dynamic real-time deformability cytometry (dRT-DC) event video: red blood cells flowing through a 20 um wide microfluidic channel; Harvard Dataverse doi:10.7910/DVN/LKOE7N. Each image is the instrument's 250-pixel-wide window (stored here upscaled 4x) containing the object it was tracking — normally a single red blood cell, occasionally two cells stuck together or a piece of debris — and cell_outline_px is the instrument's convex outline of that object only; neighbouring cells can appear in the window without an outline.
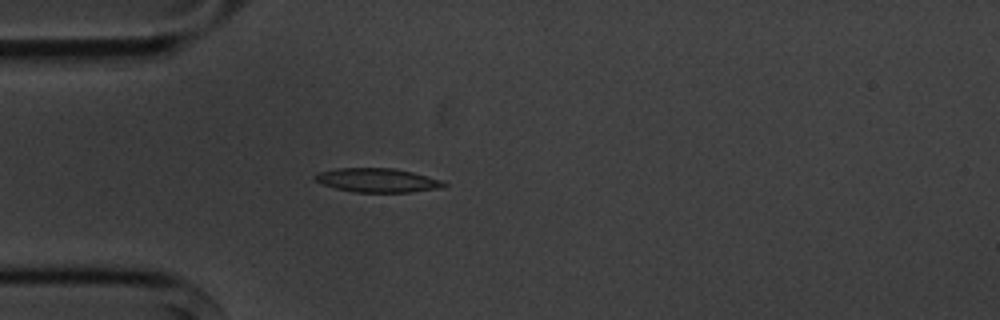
{"species": "common noctule bat (a hibernating species)", "species_latin": "Nyctalus noctula", "temperature_condition": "cold", "stored_images_in_passage": 4, "camera_frame_rate_fps": 3000, "um_per_image_px": 0.085, "animal": {"sex": "male", "body_mass_g": 20.1, "forearm_length_mm": 53.5}, "frame": {"image": 1, "passage_image": 4, "time_ms": 4.333, "image_size_px": [1000, 320], "cell_outline_px": [[448, 184], [440, 188], [412, 192], [356, 192], [336, 188], [324, 184], [316, 180], [312, 176], [320, 172], [340, 168], [392, 168], [412, 172], [444, 180]], "centroid_in_image_um": [32.14, 15.32], "position_along_channel_um": 52.9, "area_um2": 17.86}}